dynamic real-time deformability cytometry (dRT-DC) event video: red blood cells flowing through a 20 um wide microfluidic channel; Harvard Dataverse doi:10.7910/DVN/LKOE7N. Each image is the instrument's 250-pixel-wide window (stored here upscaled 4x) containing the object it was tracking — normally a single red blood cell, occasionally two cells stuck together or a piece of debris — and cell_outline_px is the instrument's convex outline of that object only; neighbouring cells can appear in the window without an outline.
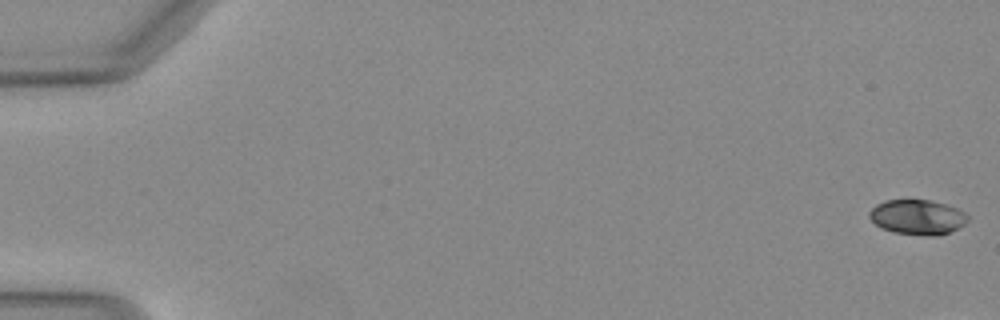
{"species": "Egyptian fruit bat (a non-hibernating species)", "species_latin": "Rousettus aegyptiacus", "temperature_condition": "warm", "stored_images_in_passage": 16, "camera_frame_rate_fps": 3000, "um_per_image_px": 0.085, "animal": {"sex": "female"}, "frame": {"image": 1, "passage_image": 1, "time_ms": 0.0, "image_size_px": [1000, 320], "cell_outline_px": [[968, 220], [964, 224], [948, 232], [936, 236], [924, 236], [892, 232], [880, 228], [868, 216], [868, 212], [876, 204], [884, 200], [928, 200], [944, 204], [956, 208], [964, 212], [968, 216]], "centroid_in_image_um": [77.94, 18.46], "position_along_channel_um": 7.1, "area_um2": 20.0}}